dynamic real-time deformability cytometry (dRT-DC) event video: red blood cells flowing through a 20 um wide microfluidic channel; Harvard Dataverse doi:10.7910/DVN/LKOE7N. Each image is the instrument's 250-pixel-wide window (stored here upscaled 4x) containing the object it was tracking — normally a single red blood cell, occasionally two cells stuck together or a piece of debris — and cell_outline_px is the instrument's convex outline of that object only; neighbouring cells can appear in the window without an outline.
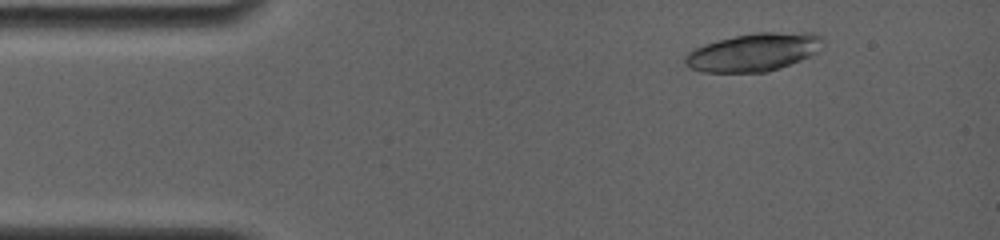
{"species": "common noctule bat (a hibernating species)", "species_latin": "Nyctalus noctula", "temperature_condition": "room temperature", "stored_images_in_passage": 13, "camera_frame_rate_fps": 4000, "um_per_image_px": 0.085, "animal": {"sex": "female", "body_mass_g": 19.0, "forearm_length_mm": 56.7}, "frame": {"image": 1, "passage_image": 4, "time_ms": 1.0, "image_size_px": [1000, 240], "cell_outline_px": [[824, 40], [816, 52], [800, 60], [780, 68], [768, 72], [704, 72], [692, 68], [684, 64], [684, 56], [688, 52], [704, 44], [736, 36], [756, 32], [812, 32], [824, 36]], "centroid_in_image_um": [64.08, 4.43], "position_along_channel_um": 20.9, "area_um2": 30.46}}